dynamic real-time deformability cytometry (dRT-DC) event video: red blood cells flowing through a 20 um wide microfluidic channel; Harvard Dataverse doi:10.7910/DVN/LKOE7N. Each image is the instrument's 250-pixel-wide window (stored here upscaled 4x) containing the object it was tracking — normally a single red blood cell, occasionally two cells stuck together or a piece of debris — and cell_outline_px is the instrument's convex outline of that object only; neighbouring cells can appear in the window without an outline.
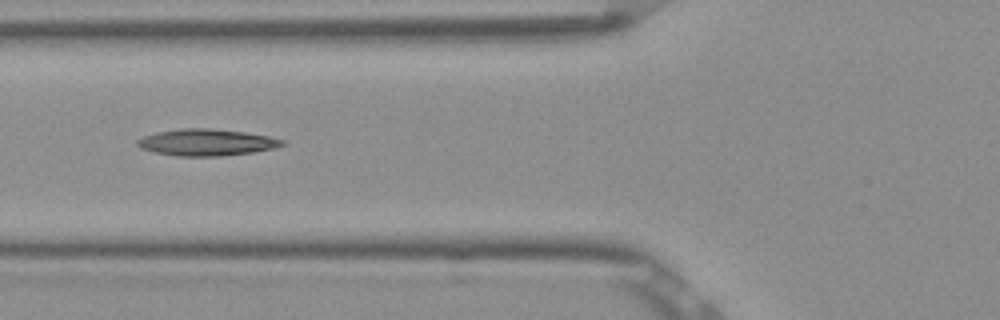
{"species": "Egyptian fruit bat (a non-hibernating species)", "species_latin": "Rousettus aegyptiacus", "temperature_condition": "room temperature", "stored_images_in_passage": 6, "camera_frame_rate_fps": 3000, "um_per_image_px": 0.085, "frame": {"image": 1, "passage_image": 6, "time_ms": 1.667, "image_size_px": [1000, 320], "cell_outline_px": [[284, 144], [272, 148], [252, 152], [220, 156], [180, 156], [156, 152], [140, 148], [136, 144], [136, 140], [144, 136], [156, 132], [180, 128], [208, 128], [244, 132], [268, 136], [284, 140]], "centroid_in_image_um": [17.51, 12.09], "position_along_channel_um": 108.3, "area_um2": 22.25}}